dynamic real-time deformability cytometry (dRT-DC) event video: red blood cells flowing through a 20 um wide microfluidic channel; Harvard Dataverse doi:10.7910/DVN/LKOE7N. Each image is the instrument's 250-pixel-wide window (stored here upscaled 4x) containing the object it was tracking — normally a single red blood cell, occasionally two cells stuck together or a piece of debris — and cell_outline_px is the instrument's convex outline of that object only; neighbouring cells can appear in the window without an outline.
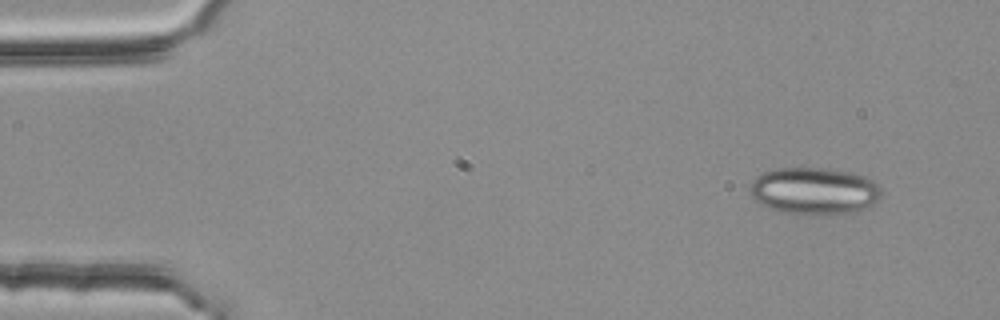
{"species": "common noctule bat (a hibernating species)", "species_latin": "Nyctalus noctula", "temperature_condition": "room temperature", "stored_images_in_passage": 3, "camera_frame_rate_fps": 3000, "um_per_image_px": 0.085, "animal": {"sex": "female", "body_mass_g": 25.1}, "frame": {"image": 1, "passage_image": 1, "time_ms": 0.0, "image_size_px": [1000, 320], "cell_outline_px": [[880, 196], [872, 204], [860, 212], [784, 212], [760, 204], [748, 192], [748, 188], [752, 180], [756, 176], [764, 172], [780, 168], [828, 168], [852, 172], [864, 176], [872, 180], [880, 188]], "centroid_in_image_um": [69.18, 16.18], "position_along_channel_um": 15.8, "area_um2": 35.32}}